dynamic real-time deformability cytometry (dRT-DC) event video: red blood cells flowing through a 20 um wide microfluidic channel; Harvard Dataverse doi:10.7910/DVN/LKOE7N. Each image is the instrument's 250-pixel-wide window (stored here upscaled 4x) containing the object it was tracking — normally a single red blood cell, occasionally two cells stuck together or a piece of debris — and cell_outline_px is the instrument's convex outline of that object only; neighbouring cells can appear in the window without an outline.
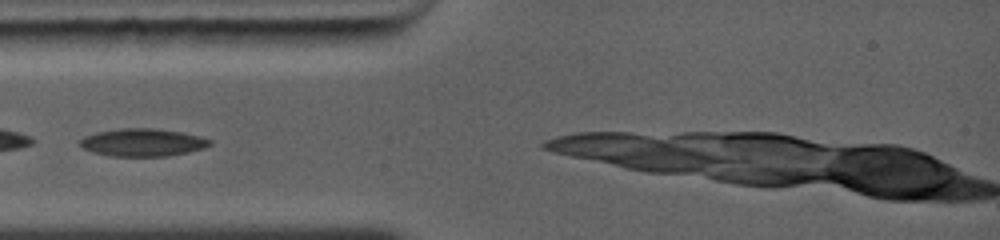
{"species": "common noctule bat (a hibernating species)", "species_latin": "Nyctalus noctula", "temperature_condition": "warm", "stored_images_in_passage": 17, "camera_frame_rate_fps": 5000, "um_per_image_px": 0.085, "animal": {"sex": "female", "body_mass_g": 19.0, "forearm_length_mm": 56.7}, "frame": {"image": 1, "passage_image": 1, "time_ms": 0.0, "image_size_px": [1000, 240], "cell_outline_px": [[212, 144], [204, 148], [188, 152], [168, 156], [108, 156], [92, 152], [84, 148], [80, 144], [80, 140], [84, 136], [96, 132], [120, 128], [156, 128], [184, 132], [200, 136], [212, 140]], "centroid_in_image_um": [12.15, 12.1], "position_along_channel_um": 72.9, "area_um2": 21.15}}